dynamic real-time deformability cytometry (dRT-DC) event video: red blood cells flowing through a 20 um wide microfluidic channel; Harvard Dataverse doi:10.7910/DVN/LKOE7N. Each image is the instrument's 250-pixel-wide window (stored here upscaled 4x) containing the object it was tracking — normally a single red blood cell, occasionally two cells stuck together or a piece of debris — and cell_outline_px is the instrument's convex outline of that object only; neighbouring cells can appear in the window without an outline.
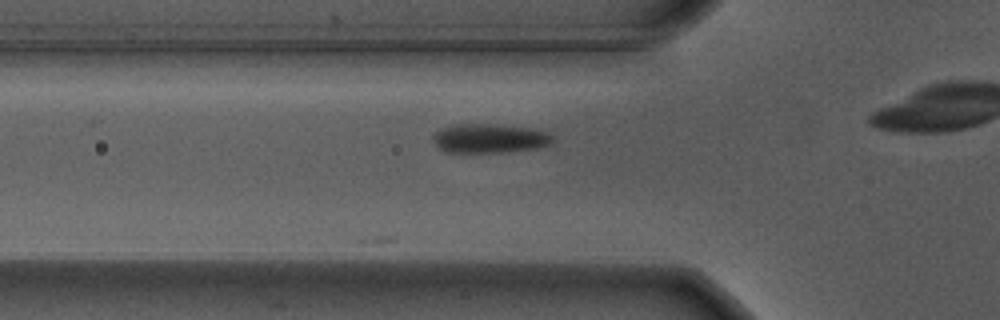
{"species": "Egyptian fruit bat (a non-hibernating species)", "species_latin": "Rousettus aegyptiacus", "temperature_condition": "warm", "stored_images_in_passage": 3, "camera_frame_rate_fps": 3000, "um_per_image_px": 0.085, "animal": {"sex": "male"}, "frame": {"image": 1, "passage_image": 3, "time_ms": 0.667, "image_size_px": [1000, 320], "cell_outline_px": [[556, 140], [548, 144], [536, 148], [500, 152], [448, 152], [440, 148], [432, 140], [432, 136], [436, 132], [452, 124], [500, 124], [556, 128]], "centroid_in_image_um": [41.85, 11.71], "position_along_channel_um": 83.9, "area_um2": 21.33}}